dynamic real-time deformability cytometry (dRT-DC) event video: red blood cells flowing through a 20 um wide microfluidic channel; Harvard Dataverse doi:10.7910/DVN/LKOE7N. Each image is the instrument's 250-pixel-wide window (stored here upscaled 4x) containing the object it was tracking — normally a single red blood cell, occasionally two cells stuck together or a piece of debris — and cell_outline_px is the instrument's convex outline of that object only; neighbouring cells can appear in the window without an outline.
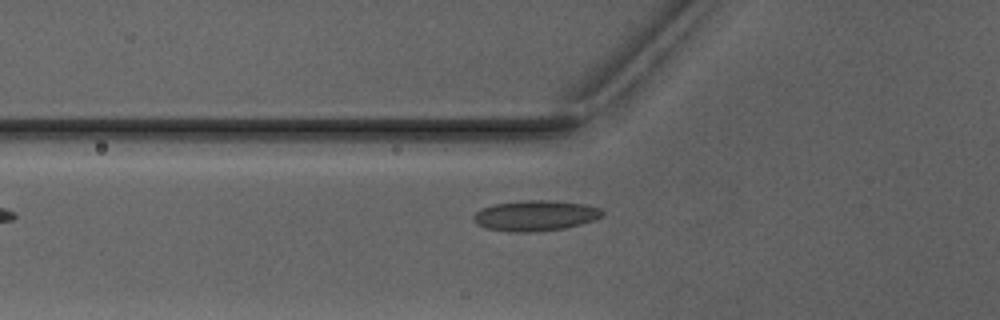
{"species": "Egyptian fruit bat (a non-hibernating species)", "species_latin": "Rousettus aegyptiacus", "temperature_condition": "warm", "stored_images_in_passage": 4, "camera_frame_rate_fps": 3000, "um_per_image_px": 0.085, "animal": {"sex": "male"}, "frame": {"image": 1, "passage_image": 4, "time_ms": 3.667, "image_size_px": [1000, 320], "cell_outline_px": [[604, 212], [600, 216], [592, 220], [580, 224], [564, 228], [536, 232], [512, 232], [488, 228], [476, 224], [472, 220], [472, 216], [480, 208], [492, 204], [524, 200], [548, 200], [584, 204], [600, 208]], "centroid_in_image_um": [45.44, 18.32], "position_along_channel_um": 80.4, "area_um2": 22.89}}